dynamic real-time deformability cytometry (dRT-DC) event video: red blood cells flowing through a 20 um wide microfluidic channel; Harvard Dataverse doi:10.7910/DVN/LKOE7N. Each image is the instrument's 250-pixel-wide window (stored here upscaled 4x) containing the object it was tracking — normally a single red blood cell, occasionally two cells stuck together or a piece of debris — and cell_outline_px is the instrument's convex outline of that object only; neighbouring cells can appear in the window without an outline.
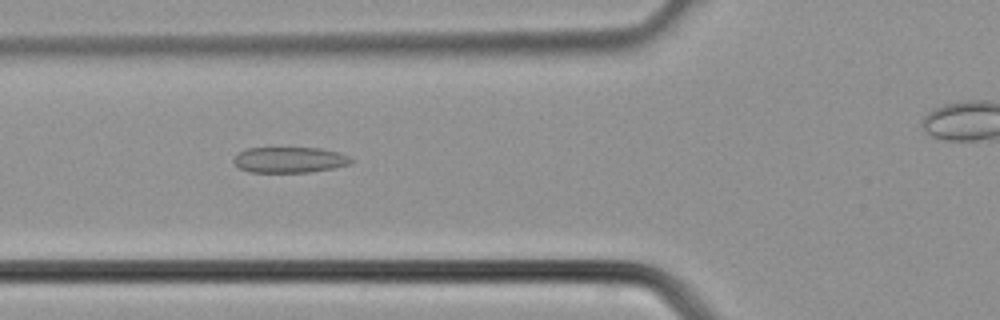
{"species": "common noctule bat (a hibernating species)", "species_latin": "Nyctalus noctula", "temperature_condition": "cold", "stored_images_in_passage": 28, "camera_frame_rate_fps": 3000, "um_per_image_px": 0.085, "animal": {"sex": "male", "body_mass_g": 21.5, "forearm_length_mm": 52.0}, "frame": {"image": 1, "passage_image": 9, "time_ms": 2.667, "image_size_px": [1000, 320], "cell_outline_px": [[352, 164], [332, 168], [308, 172], [248, 172], [240, 168], [232, 160], [240, 152], [248, 148], [320, 148], [340, 152], [352, 156]], "centroid_in_image_um": [24.67, 13.58], "position_along_channel_um": 101.1, "area_um2": 17.63}}
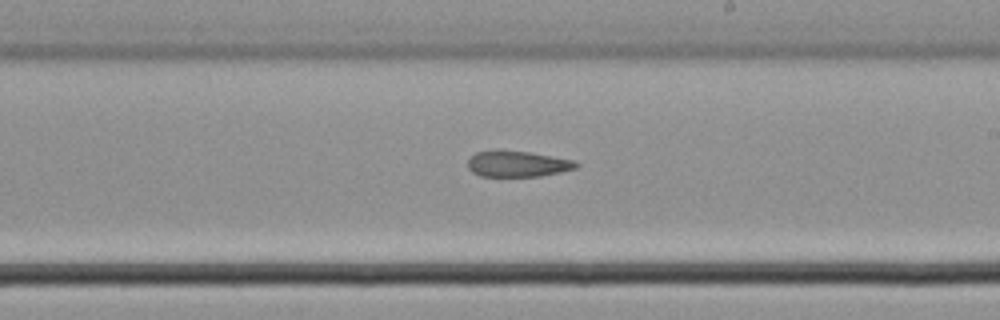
{"frame": {"image": 2, "passage_image": 17, "time_ms": 5.333, "image_size_px": [1000, 320], "cell_outline_px": [[580, 164], [576, 168], [560, 172], [540, 176], [480, 176], [472, 172], [468, 168], [468, 160], [476, 152], [496, 148], [532, 152], [572, 160]], "centroid_in_image_um": [43.95, 13.9], "position_along_channel_um": 245.1, "area_um2": 16.7}}
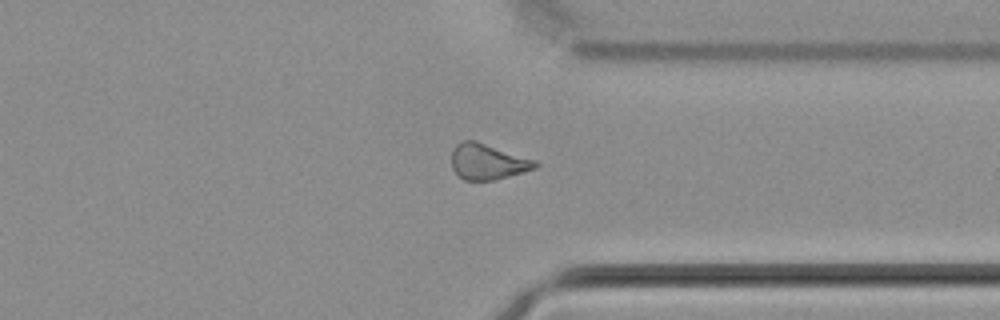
{"frame": {"image": 3, "passage_image": 24, "time_ms": 7.667, "image_size_px": [1000, 320], "cell_outline_px": [[540, 164], [536, 168], [524, 172], [496, 180], [464, 180], [452, 168], [452, 152], [456, 144], [464, 140], [476, 140], [536, 160]], "centroid_in_image_um": [41.48, 13.74], "position_along_channel_um": 369.9, "area_um2": 17.51}}